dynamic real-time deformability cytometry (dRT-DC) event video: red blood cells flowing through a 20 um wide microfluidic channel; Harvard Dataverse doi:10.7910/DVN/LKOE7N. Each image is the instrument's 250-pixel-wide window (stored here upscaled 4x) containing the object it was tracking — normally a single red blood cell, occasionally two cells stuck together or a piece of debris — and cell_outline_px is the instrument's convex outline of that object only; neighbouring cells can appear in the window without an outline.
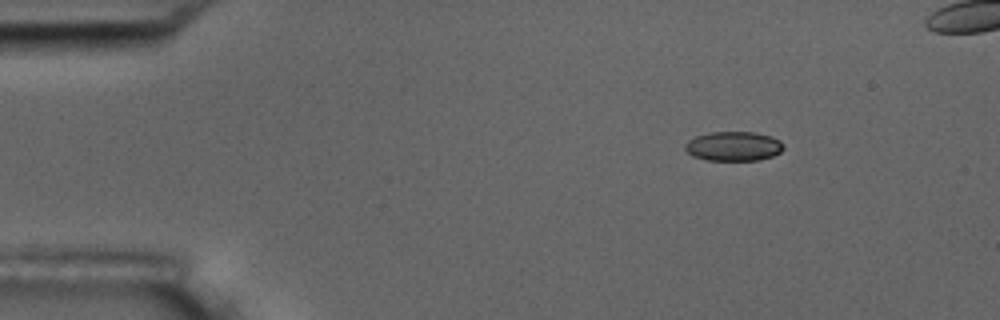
{"species": "common noctule bat (a hibernating species)", "species_latin": "Nyctalus noctula", "temperature_condition": "room temperature", "stored_images_in_passage": 6, "camera_frame_rate_fps": 3000, "um_per_image_px": 0.085, "animal": {"sex": "male", "body_mass_g": 17.5, "forearm_length_mm": 52.3}, "frame": {"image": 1, "passage_image": 2, "time_ms": 1.0, "image_size_px": [1000, 320], "cell_outline_px": [[784, 148], [780, 152], [772, 156], [760, 160], [708, 160], [692, 156], [684, 148], [684, 144], [688, 140], [696, 136], [708, 132], [756, 132], [772, 136], [780, 140], [784, 144]], "centroid_in_image_um": [62.36, 12.42], "position_along_channel_um": 22.6, "area_um2": 17.05}}